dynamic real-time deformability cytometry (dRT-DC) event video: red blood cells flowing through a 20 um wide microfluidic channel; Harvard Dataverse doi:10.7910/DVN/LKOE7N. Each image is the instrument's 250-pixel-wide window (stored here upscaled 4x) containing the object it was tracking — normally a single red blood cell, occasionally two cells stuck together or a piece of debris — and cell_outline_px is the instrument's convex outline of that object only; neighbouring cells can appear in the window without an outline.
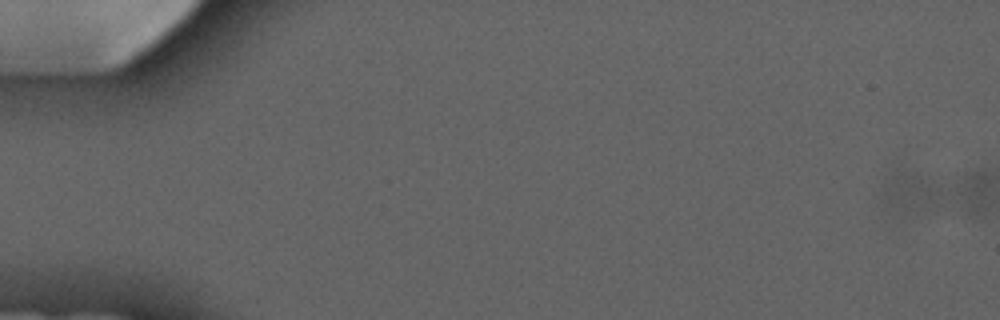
{"species": "common noctule bat (a hibernating species)", "species_latin": "Nyctalus noctula", "temperature_condition": "cold", "stored_images_in_passage": 4, "camera_frame_rate_fps": 3000, "um_per_image_px": 0.085, "animal": {"sex": "male", "forearm_length_mm": 52.5}, "frame": {"image": 1, "passage_image": 1, "time_ms": 0.0, "image_size_px": [1000, 320], "cell_outline_px": [[936, 192], [932, 196], [904, 208], [884, 208], [880, 196], [896, 168], [900, 164]], "centroid_in_image_um": [76.89, 16.14], "position_along_channel_um": 8.1, "area_um2": 10.23}}